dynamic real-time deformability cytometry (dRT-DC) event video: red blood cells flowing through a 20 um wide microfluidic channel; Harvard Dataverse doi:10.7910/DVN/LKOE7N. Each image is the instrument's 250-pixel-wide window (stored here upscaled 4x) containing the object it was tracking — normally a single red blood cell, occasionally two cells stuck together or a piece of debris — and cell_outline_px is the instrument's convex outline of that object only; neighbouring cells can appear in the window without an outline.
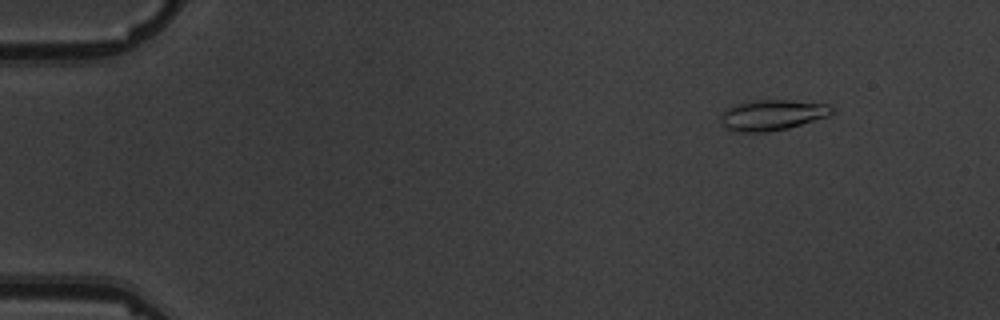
{"species": "common noctule bat (a hibernating species)", "species_latin": "Nyctalus noctula", "temperature_condition": "warm", "stored_images_in_passage": 15, "camera_frame_rate_fps": 3000, "um_per_image_px": 0.085, "animal": {"sex": "male", "body_mass_g": 19.5, "forearm_length_mm": 54.6}, "frame": {"image": 1, "passage_image": 2, "time_ms": 1.0, "image_size_px": [1000, 320], "cell_outline_px": [[832, 112], [828, 116], [788, 128], [764, 132], [740, 132], [728, 128], [720, 120], [720, 116], [724, 108], [732, 104], [752, 100], [792, 100], [828, 104], [832, 108]], "centroid_in_image_um": [65.59, 9.75], "position_along_channel_um": 19.4, "area_um2": 19.83}}
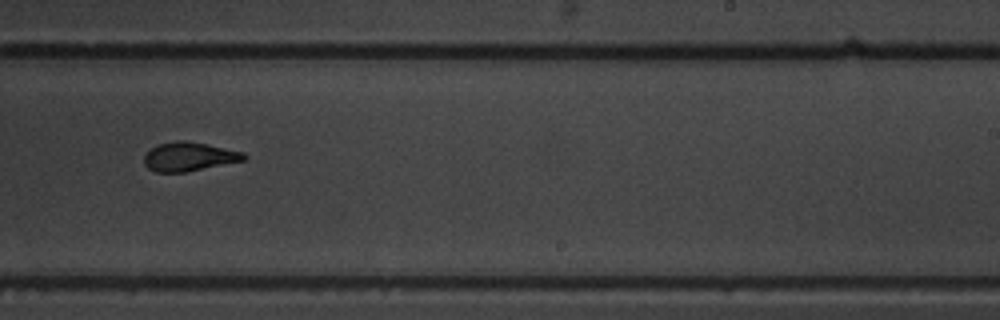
{"frame": {"image": 2, "passage_image": 10, "time_ms": 11.0, "image_size_px": [1000, 320], "cell_outline_px": [[248, 156], [244, 160], [184, 172], [156, 172], [148, 168], [144, 164], [144, 156], [156, 144], [176, 140], [184, 140], [208, 144], [244, 152]], "centroid_in_image_um": [16.06, 13.3], "position_along_channel_um": 272.9, "area_um2": 16.76}}
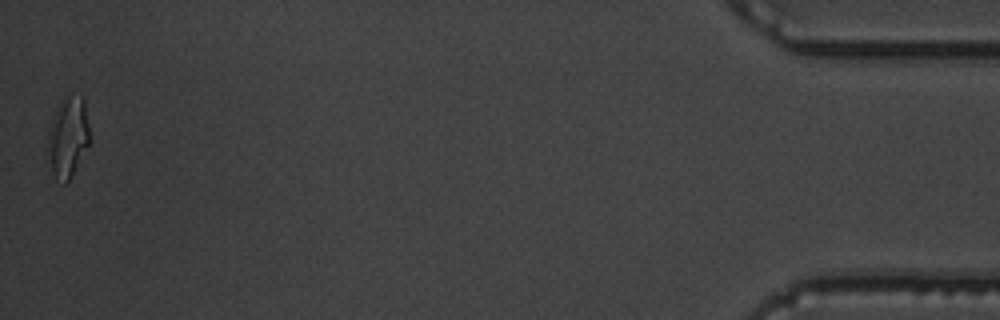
{"frame": {"image": 3, "passage_image": 15, "time_ms": 17.667, "image_size_px": [1000, 320], "cell_outline_px": [[92, 140], [72, 176], [64, 184], [56, 180], [52, 172], [48, 140], [48, 128], [56, 108], [60, 100], [64, 96], [80, 96], [84, 100]], "centroid_in_image_um": [5.81, 11.64], "position_along_channel_um": 429.4, "area_um2": 19.83}, "authors_computed_cell_mechanics": {"area_um2": 17.6868, "velocity_mm_per_s": 3.6346, "shape_relaxation_time_tau1_ms": 5.3137, "shape_relaxation_time_tau2_ms": 1.8545, "deformation_change_tau1": 0.1781, "deformation_change_tau2": 0.083}}